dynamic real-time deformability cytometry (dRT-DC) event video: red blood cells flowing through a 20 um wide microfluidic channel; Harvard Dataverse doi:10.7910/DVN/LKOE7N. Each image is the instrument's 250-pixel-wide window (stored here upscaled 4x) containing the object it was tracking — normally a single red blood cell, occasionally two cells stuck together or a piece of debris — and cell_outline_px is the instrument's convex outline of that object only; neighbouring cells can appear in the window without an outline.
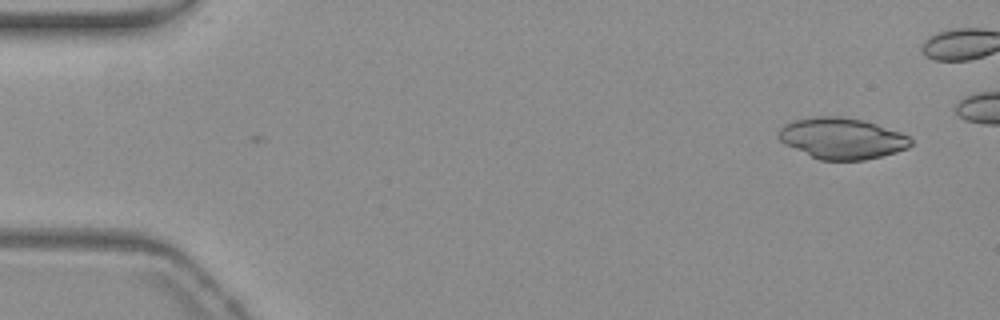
{"species": "common noctule bat (a hibernating species)", "species_latin": "Nyctalus noctula", "temperature_condition": "warm", "stored_images_in_passage": 2, "camera_frame_rate_fps": 3000, "um_per_image_px": 0.085, "animal": {"sex": "female", "body_mass_g": 19.3, "forearm_length_mm": 54.1}, "frame": {"image": 1, "passage_image": 2, "time_ms": 0.333, "image_size_px": [1000, 320], "cell_outline_px": [[912, 144], [908, 148], [896, 152], [864, 160], [820, 160], [784, 144], [776, 136], [780, 128], [784, 124], [796, 120], [812, 116], [840, 116], [864, 120], [900, 132], [908, 136], [912, 140]], "centroid_in_image_um": [71.55, 11.75], "position_along_channel_um": 13.5, "area_um2": 31.67}}